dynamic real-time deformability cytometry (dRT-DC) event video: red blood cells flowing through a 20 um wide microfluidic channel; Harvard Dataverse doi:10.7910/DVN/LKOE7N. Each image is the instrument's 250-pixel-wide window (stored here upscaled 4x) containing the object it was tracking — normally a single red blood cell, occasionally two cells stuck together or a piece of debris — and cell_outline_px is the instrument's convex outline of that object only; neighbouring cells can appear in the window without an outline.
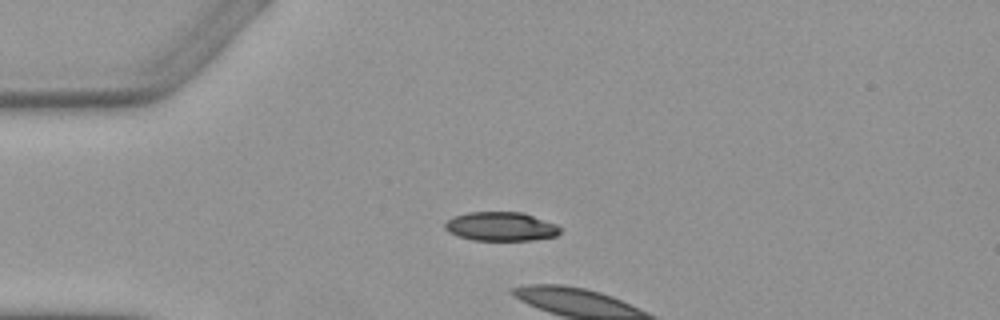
{"species": "Egyptian fruit bat (a non-hibernating species)", "species_latin": "Rousettus aegyptiacus", "temperature_condition": "warm", "stored_images_in_passage": 2, "camera_frame_rate_fps": 3000, "um_per_image_px": 0.085, "animal": {"sex": "female"}, "frame": {"image": 1, "passage_image": 1, "time_ms": 0.0, "image_size_px": [1000, 320], "cell_outline_px": [[560, 232], [556, 236], [532, 240], [472, 240], [448, 232], [444, 228], [444, 224], [452, 216], [468, 212], [524, 212], [556, 224], [560, 228]], "centroid_in_image_um": [42.56, 19.24], "position_along_channel_um": 42.4, "area_um2": 19.48}}